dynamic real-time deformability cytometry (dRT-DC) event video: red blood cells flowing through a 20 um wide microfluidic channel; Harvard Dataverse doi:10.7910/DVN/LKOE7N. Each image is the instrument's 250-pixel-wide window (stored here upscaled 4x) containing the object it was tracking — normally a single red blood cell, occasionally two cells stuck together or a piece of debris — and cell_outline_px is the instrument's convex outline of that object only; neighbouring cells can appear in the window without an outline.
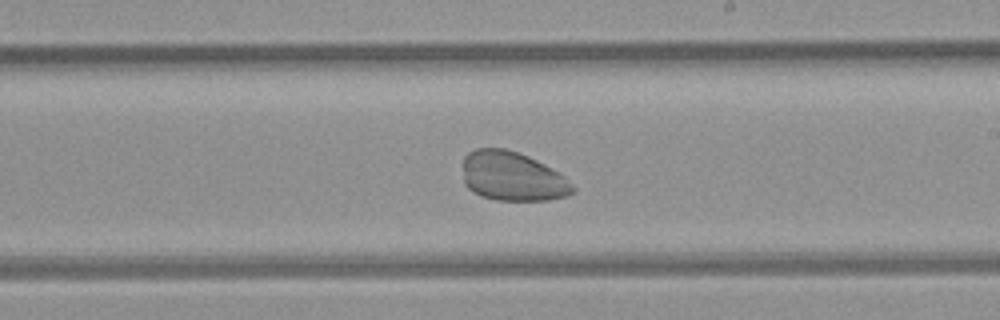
{"species": "common noctule bat (a hibernating species)", "species_latin": "Nyctalus noctula", "temperature_condition": "room temperature", "stored_images_in_passage": 43, "camera_frame_rate_fps": 3000, "um_per_image_px": 0.085, "animal": {"sex": "female", "body_mass_g": 21.9}, "frame": {"image": 1, "passage_image": 21, "time_ms": 6.667, "image_size_px": [1000, 320], "cell_outline_px": [[576, 192], [568, 196], [548, 200], [496, 200], [480, 196], [472, 192], [464, 184], [464, 156], [468, 152], [476, 148], [504, 148], [528, 156], [560, 172], [576, 188]], "centroid_in_image_um": [43.57, 15.01], "position_along_channel_um": 245.4, "area_um2": 31.79}}
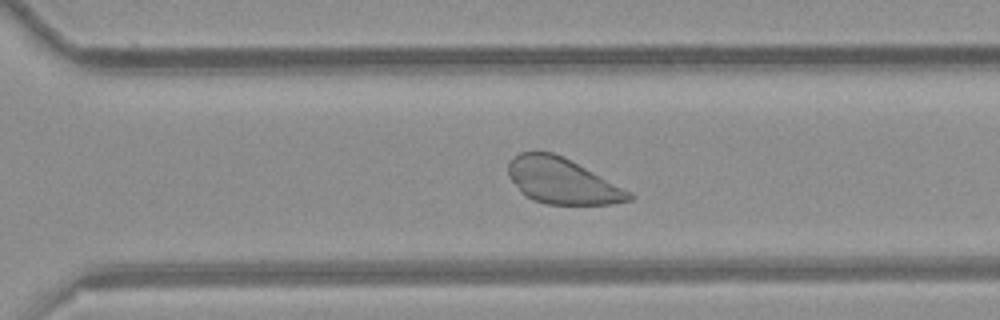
{"frame": {"image": 2, "passage_image": 27, "time_ms": 8.667, "image_size_px": [1000, 320], "cell_outline_px": [[636, 196], [632, 200], [612, 204], [548, 204], [532, 200], [520, 192], [508, 176], [508, 160], [520, 152], [552, 152], [632, 192]], "centroid_in_image_um": [47.76, 15.4], "position_along_channel_um": 322.8, "area_um2": 31.85}}
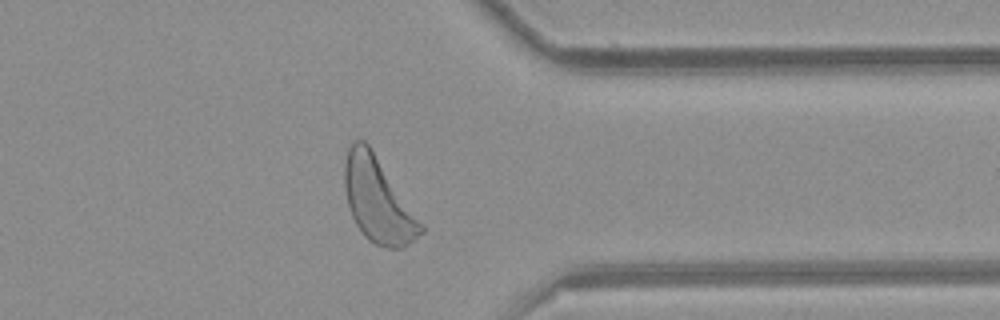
{"frame": {"image": 3, "passage_image": 32, "time_ms": 10.333, "image_size_px": [1000, 320], "cell_outline_px": [[424, 232], [404, 248], [388, 248], [376, 244], [368, 240], [364, 236], [356, 224], [352, 216], [348, 204], [344, 188], [344, 164], [348, 148], [352, 140], [364, 140], [368, 144], [424, 224]], "centroid_in_image_um": [32.13, 17.02], "position_along_channel_um": 379.3, "area_um2": 37.57}}